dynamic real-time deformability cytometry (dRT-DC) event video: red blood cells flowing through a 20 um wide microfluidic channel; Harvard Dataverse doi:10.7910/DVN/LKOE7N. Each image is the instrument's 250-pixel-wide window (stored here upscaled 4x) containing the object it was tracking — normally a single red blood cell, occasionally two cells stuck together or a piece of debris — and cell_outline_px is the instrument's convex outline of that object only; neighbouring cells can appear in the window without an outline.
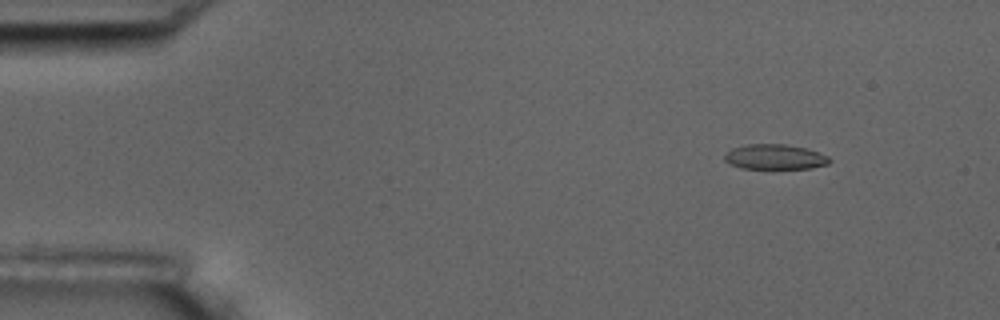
{"species": "common noctule bat (a hibernating species)", "species_latin": "Nyctalus noctula", "temperature_condition": "room temperature", "stored_images_in_passage": 4, "camera_frame_rate_fps": 3000, "um_per_image_px": 0.085, "animal": {"sex": "male", "body_mass_g": 17.5, "forearm_length_mm": 52.3}, "frame": {"image": 1, "passage_image": 2, "time_ms": 2.0, "image_size_px": [1000, 320], "cell_outline_px": [[832, 160], [828, 164], [812, 168], [740, 168], [728, 164], [724, 160], [724, 156], [732, 148], [748, 144], [784, 144], [804, 148], [828, 156]], "centroid_in_image_um": [65.84, 13.34], "position_along_channel_um": 19.2, "area_um2": 15.2}}